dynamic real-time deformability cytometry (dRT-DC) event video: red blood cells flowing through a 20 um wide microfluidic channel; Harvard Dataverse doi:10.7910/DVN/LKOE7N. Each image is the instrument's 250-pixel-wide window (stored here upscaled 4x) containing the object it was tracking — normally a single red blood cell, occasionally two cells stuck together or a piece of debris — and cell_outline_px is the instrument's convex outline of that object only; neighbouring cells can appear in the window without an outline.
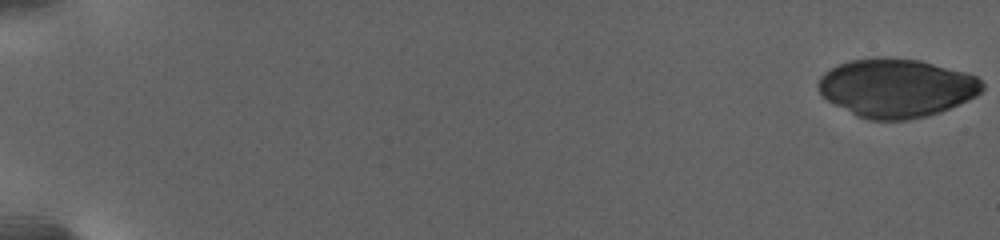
{"species": "human", "species_latin": "Homo sapiens", "temperature_condition": "warm", "stored_images_in_passage": 13, "camera_frame_rate_fps": 3000, "um_per_image_px": 0.085, "donor": {"sex": "female"}, "frame": {"image": 1, "passage_image": 1, "time_ms": 0.0, "image_size_px": [1000, 240], "cell_outline_px": [[984, 88], [976, 96], [968, 100], [940, 112], [928, 116], [908, 120], [868, 120], [856, 116], [828, 100], [820, 92], [816, 84], [820, 76], [824, 72], [840, 64], [852, 60], [876, 56], [884, 56], [920, 60], [964, 72], [976, 76], [984, 84]], "centroid_in_image_um": [76.19, 7.47], "position_along_channel_um": 8.8, "area_um2": 56.12}}
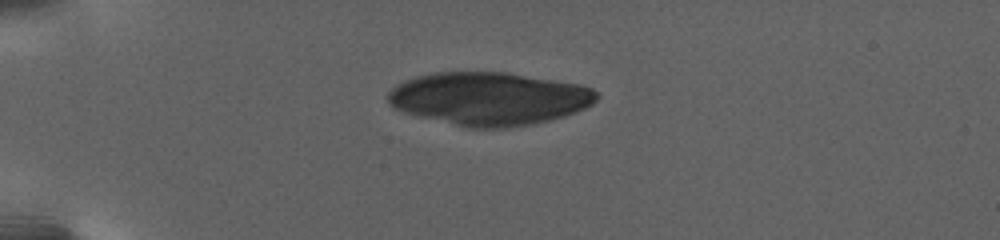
{"frame": {"image": 2, "passage_image": 8, "time_ms": 7.0, "image_size_px": [1000, 240], "cell_outline_px": [[600, 96], [592, 104], [576, 112], [564, 116], [536, 124], [508, 128], [468, 128], [404, 112], [388, 104], [388, 92], [396, 84], [420, 76], [436, 72], [504, 72], [580, 84], [592, 88]], "centroid_in_image_um": [41.61, 8.39], "position_along_channel_um": 43.4, "area_um2": 64.39}}